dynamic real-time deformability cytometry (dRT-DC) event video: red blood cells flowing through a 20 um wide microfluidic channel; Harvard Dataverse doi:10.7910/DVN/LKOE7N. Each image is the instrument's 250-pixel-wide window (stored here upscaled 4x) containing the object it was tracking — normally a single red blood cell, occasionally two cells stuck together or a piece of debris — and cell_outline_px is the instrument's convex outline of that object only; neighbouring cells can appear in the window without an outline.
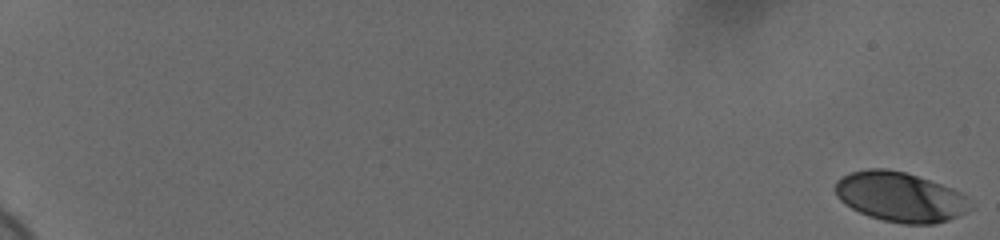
{"species": "human", "species_latin": "Homo sapiens", "temperature_condition": "cold", "stored_images_in_passage": 41, "camera_frame_rate_fps": 3000, "um_per_image_px": 0.085, "donor": {"sex": "female"}, "frame": {"image": 1, "passage_image": 1, "time_ms": 0.0, "image_size_px": [1000, 240], "cell_outline_px": [[972, 208], [960, 216], [936, 224], [904, 224], [884, 220], [868, 216], [844, 204], [836, 196], [832, 188], [836, 180], [840, 176], [852, 172], [868, 168], [884, 168], [904, 172], [952, 188], [960, 192], [964, 196]], "centroid_in_image_um": [76.46, 16.74], "position_along_channel_um": 8.5, "area_um2": 39.25}}
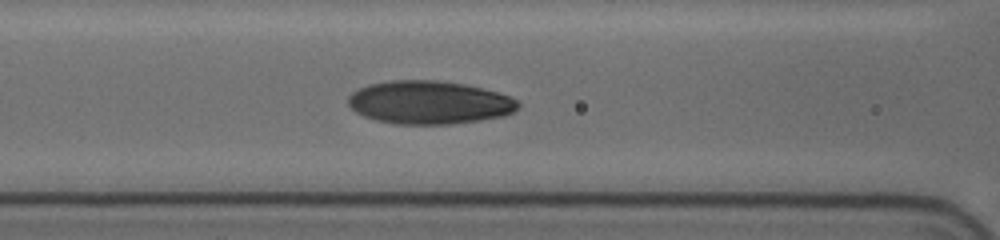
{"frame": {"image": 2, "passage_image": 30, "time_ms": 9.667, "image_size_px": [1000, 240], "cell_outline_px": [[520, 108], [504, 116], [480, 120], [452, 124], [396, 124], [376, 120], [364, 116], [356, 112], [348, 104], [348, 96], [352, 92], [368, 84], [388, 80], [436, 80], [464, 84], [512, 96], [520, 104]], "centroid_in_image_um": [36.48, 8.71], "position_along_channel_um": 130.1, "area_um2": 42.89}}
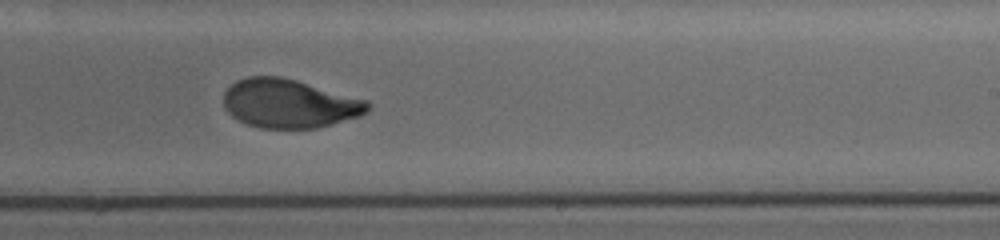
{"frame": {"image": 3, "passage_image": 41, "time_ms": 13.333, "image_size_px": [1000, 240], "cell_outline_px": [[372, 104], [368, 112], [360, 116], [316, 128], [260, 128], [248, 124], [232, 116], [224, 108], [224, 92], [236, 80], [248, 76], [280, 76], [296, 80], [368, 100]], "centroid_in_image_um": [24.6, 8.79], "position_along_channel_um": 264.4, "area_um2": 40.98}}